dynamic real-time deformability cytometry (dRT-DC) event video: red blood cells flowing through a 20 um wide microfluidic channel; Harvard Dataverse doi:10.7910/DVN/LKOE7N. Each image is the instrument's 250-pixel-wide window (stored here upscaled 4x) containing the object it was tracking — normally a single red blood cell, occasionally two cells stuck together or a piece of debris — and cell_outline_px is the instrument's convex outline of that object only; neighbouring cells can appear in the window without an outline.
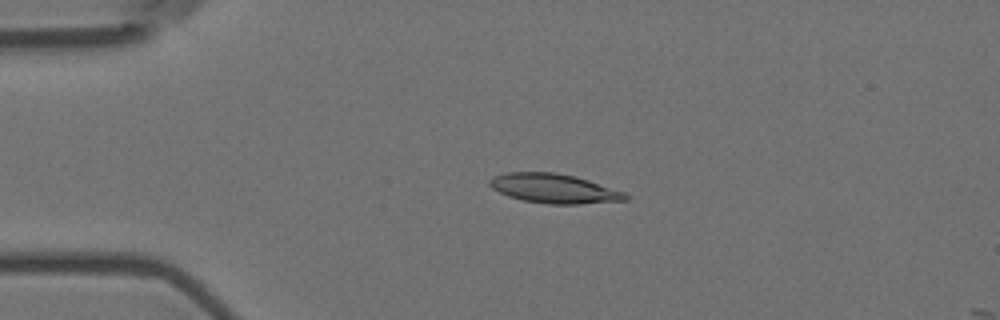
{"species": "Egyptian fruit bat (a non-hibernating species)", "species_latin": "Rousettus aegyptiacus", "temperature_condition": "room temperature", "stored_images_in_passage": 3, "camera_frame_rate_fps": 3000, "um_per_image_px": 0.085, "animal": {"sex": "female"}, "frame": {"image": 1, "passage_image": 2, "time_ms": 0.333, "image_size_px": [1000, 320], "cell_outline_px": [[628, 200], [580, 204], [548, 204], [524, 200], [508, 196], [492, 188], [488, 184], [488, 180], [492, 176], [508, 172], [556, 172], [576, 176], [624, 192], [628, 196]], "centroid_in_image_um": [47.07, 16.01], "position_along_channel_um": 37.9, "area_um2": 23.24}}